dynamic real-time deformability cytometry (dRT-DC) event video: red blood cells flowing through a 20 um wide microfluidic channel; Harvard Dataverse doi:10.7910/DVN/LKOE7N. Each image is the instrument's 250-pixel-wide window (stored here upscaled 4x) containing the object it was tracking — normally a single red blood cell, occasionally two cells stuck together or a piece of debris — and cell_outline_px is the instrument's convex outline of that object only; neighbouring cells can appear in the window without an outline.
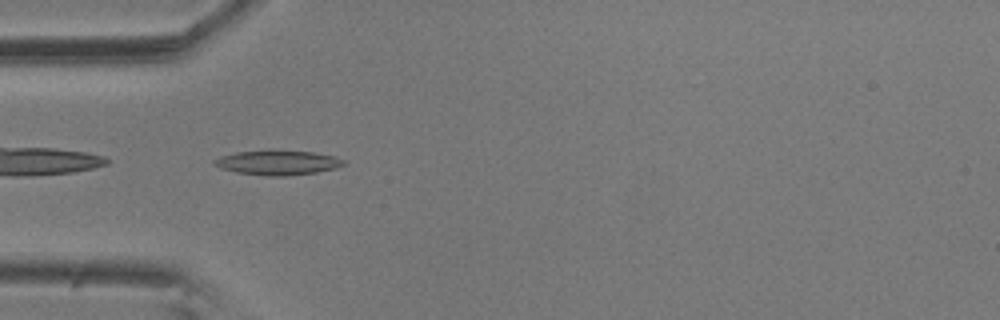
{"species": "common noctule bat (a hibernating species)", "species_latin": "Nyctalus noctula", "temperature_condition": "room temperature", "stored_images_in_passage": 41, "camera_frame_rate_fps": 3000, "um_per_image_px": 0.085, "animal": {"sex": "male", "body_mass_g": 20.5, "forearm_length_mm": 52.5}, "frame": {"image": 1, "passage_image": 2, "time_ms": 0.333, "image_size_px": [1000, 320], "cell_outline_px": [[348, 164], [336, 168], [316, 172], [284, 176], [268, 176], [236, 172], [220, 168], [212, 164], [212, 160], [220, 156], [236, 152], [268, 148], [312, 152], [336, 156], [344, 160]], "centroid_in_image_um": [23.59, 13.79], "position_along_channel_um": 61.4, "area_um2": 19.19}}
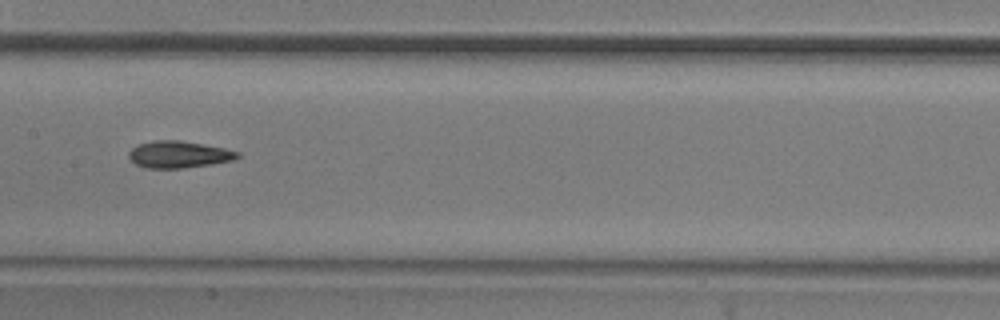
{"frame": {"image": 2, "passage_image": 13, "time_ms": 4.0, "image_size_px": [1000, 320], "cell_outline_px": [[240, 156], [236, 160], [212, 164], [184, 168], [144, 168], [136, 164], [128, 156], [128, 152], [136, 144], [152, 140], [180, 140], [224, 148], [240, 152]], "centroid_in_image_um": [15.19, 13.13], "position_along_channel_um": 192.2, "area_um2": 17.22}}
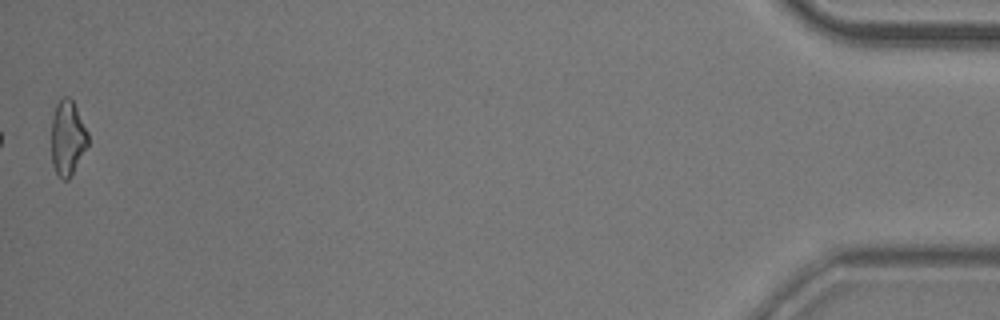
{"frame": {"image": 3, "passage_image": 41, "time_ms": 13.333, "image_size_px": [1000, 320], "cell_outline_px": [[88, 144], [68, 180], [64, 180], [56, 172], [52, 164], [52, 120], [56, 104], [64, 96], [68, 96], [72, 100], [88, 132]], "centroid_in_image_um": [5.74, 11.71], "position_along_channel_um": 429.5, "area_um2": 15.61}, "authors_computed_cell_mechanics": {"area_um2": 16.6464, "velocity_mm_per_s": 3.5798, "shape_relaxation_time_tau1_ms": 5.9705, "shape_relaxation_time_tau2_ms": 3.5226, "deformation_change_tau1": 0.166, "deformation_change_tau2": 0.107}}